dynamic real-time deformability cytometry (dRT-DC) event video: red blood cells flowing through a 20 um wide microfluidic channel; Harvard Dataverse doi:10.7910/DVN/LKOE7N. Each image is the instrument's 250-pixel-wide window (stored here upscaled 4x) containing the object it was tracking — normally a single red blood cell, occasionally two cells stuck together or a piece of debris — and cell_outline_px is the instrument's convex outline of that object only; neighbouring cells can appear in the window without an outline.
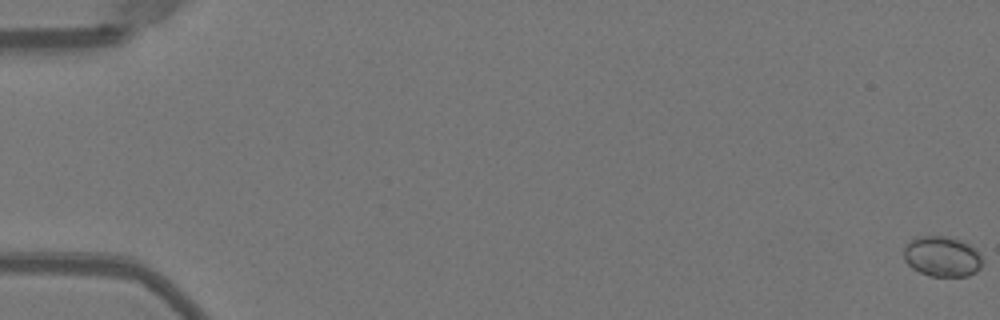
{"species": "Egyptian fruit bat (a non-hibernating species)", "species_latin": "Rousettus aegyptiacus", "temperature_condition": "warm", "stored_images_in_passage": 53, "camera_frame_rate_fps": 3000, "um_per_image_px": 0.085, "animal": {"sex": "female"}, "frame": {"image": 1, "passage_image": 1, "time_ms": 0.0, "image_size_px": [1000, 320], "cell_outline_px": [[980, 268], [976, 272], [968, 276], [928, 276], [912, 268], [904, 260], [904, 248], [908, 240], [920, 236], [944, 236], [960, 240], [976, 248], [980, 256]], "centroid_in_image_um": [80.04, 21.8], "position_along_channel_um": 5.0, "area_um2": 18.5}}
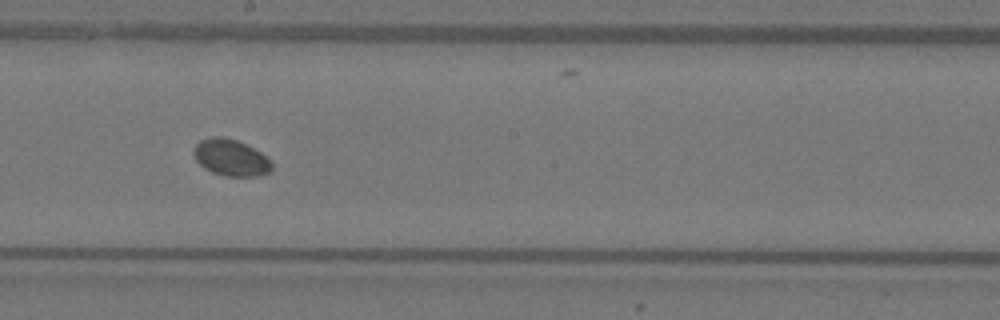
{"frame": {"image": 2, "passage_image": 31, "time_ms": 10.0, "image_size_px": [1000, 320], "cell_outline_px": [[272, 168], [268, 172], [256, 176], [224, 176], [212, 172], [204, 168], [196, 160], [192, 152], [196, 144], [200, 140], [212, 136], [220, 136], [236, 140], [268, 156], [272, 164]], "centroid_in_image_um": [19.6, 13.4], "position_along_channel_um": 228.6, "area_um2": 16.59}}
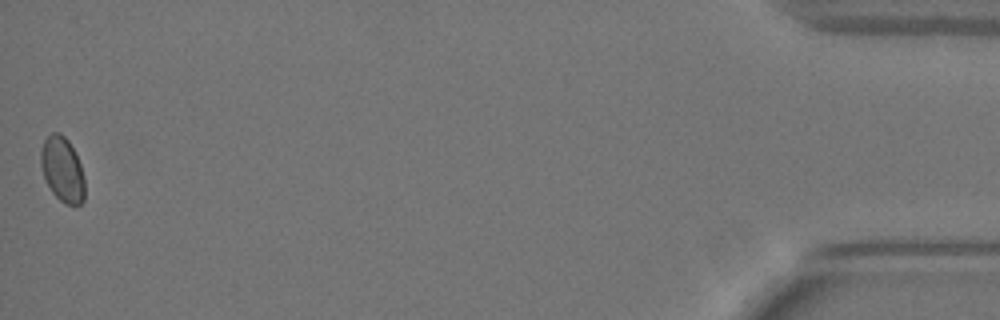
{"frame": {"image": 3, "passage_image": 53, "time_ms": 17.333, "image_size_px": [1000, 320], "cell_outline_px": [[84, 200], [80, 204], [64, 204], [52, 192], [44, 176], [40, 164], [40, 152], [44, 140], [52, 132], [60, 132], [68, 140], [80, 164], [84, 176]], "centroid_in_image_um": [5.29, 14.39], "position_along_channel_um": 429.9, "area_um2": 16.47}}